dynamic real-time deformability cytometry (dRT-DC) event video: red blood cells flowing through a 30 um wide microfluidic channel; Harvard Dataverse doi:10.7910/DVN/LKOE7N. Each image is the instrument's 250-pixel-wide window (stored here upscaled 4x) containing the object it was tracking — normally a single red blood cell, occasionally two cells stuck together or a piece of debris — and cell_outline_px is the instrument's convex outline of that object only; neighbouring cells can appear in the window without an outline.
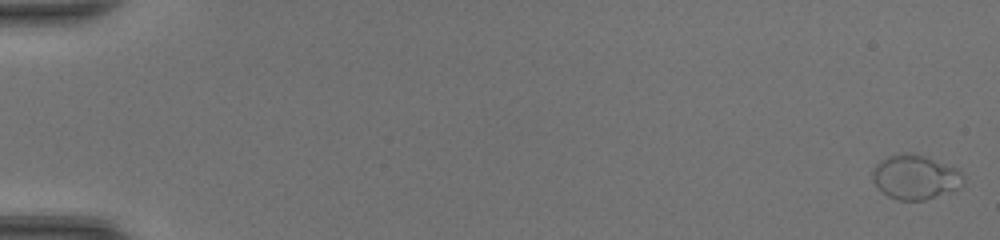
{"species": "common noctule bat (a hibernating species)", "species_latin": "Nyctalus noctula", "temperature_condition": "room temperature", "stored_images_in_passage": 48, "camera_frame_rate_fps": 3000, "um_per_image_px": 0.085, "animal": {"sex": "female", "body_mass_g": 20.0, "forearm_length_mm": 54.0}, "frame": {"image": 1, "passage_image": 1, "time_ms": 0.0, "image_size_px": [1000, 240], "cell_outline_px": [[964, 176], [956, 188], [924, 200], [896, 200], [888, 196], [872, 180], [872, 172], [876, 164], [880, 160], [888, 156], [904, 152], [924, 156], [956, 168]], "centroid_in_image_um": [77.73, 15.04], "position_along_channel_um": 7.3, "area_um2": 22.89}}
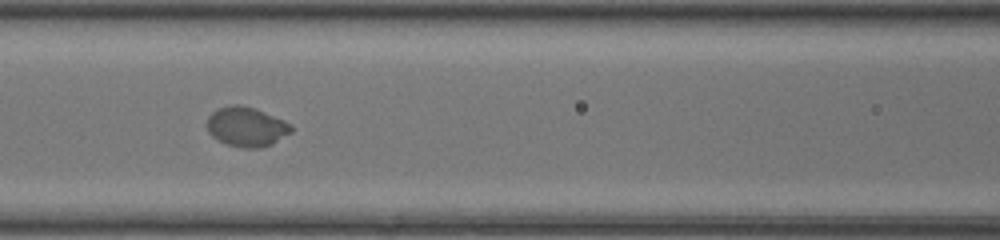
{"frame": {"image": 2, "passage_image": 23, "time_ms": 7.333, "image_size_px": [1000, 240], "cell_outline_px": [[292, 132], [272, 144], [260, 148], [244, 148], [228, 144], [212, 136], [208, 132], [208, 116], [212, 112], [220, 108], [232, 104], [240, 104], [252, 108], [284, 120], [292, 128]], "centroid_in_image_um": [20.95, 10.78], "position_along_channel_um": 145.7, "area_um2": 19.07}}
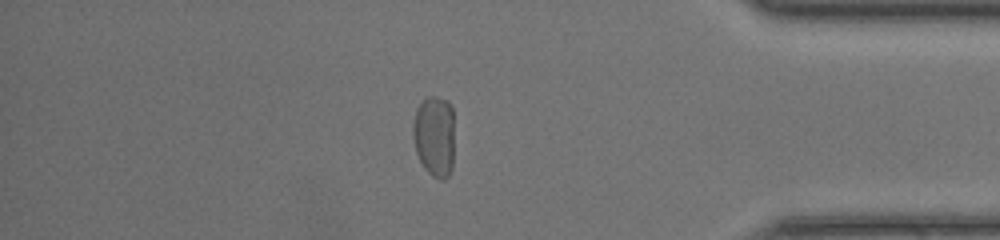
{"frame": {"image": 3, "passage_image": 42, "time_ms": 13.667, "image_size_px": [1000, 240], "cell_outline_px": [[452, 168], [448, 176], [444, 180], [440, 180], [432, 176], [424, 168], [416, 152], [412, 136], [412, 124], [416, 108], [428, 96], [432, 96], [448, 100], [452, 104]], "centroid_in_image_um": [36.9, 11.56], "position_along_channel_um": 398.3, "area_um2": 19.71}, "authors_computed_cell_mechanics": {"area_um2": 19.5653, "velocity_mm_per_s": 4.3968, "shape_relaxation_time_tau1_ms": 3.7381, "shape_relaxation_time_tau2_ms": null, "deformation_change_tau1": 0.1269, "deformation_change_tau2": null}}